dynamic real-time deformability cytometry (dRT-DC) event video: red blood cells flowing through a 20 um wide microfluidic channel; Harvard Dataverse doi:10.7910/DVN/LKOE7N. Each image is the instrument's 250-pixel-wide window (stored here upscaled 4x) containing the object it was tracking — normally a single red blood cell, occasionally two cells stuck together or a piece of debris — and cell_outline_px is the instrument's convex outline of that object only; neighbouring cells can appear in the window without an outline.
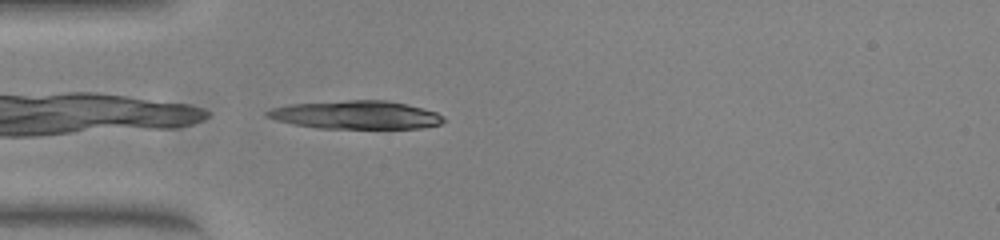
{"species": "common noctule bat (a hibernating species)", "species_latin": "Nyctalus noctula", "temperature_condition": "warm", "stored_images_in_passage": 39, "camera_frame_rate_fps": 3000, "um_per_image_px": 0.085, "animal": {"sex": "female", "body_mass_g": 23.0, "forearm_length_mm": 53.4}, "frame": {"image": 1, "passage_image": 1, "time_ms": 0.0, "image_size_px": [1000, 240], "cell_outline_px": [[448, 120], [440, 124], [420, 128], [316, 128], [276, 120], [264, 116], [264, 112], [272, 108], [288, 104], [348, 100], [388, 100], [436, 112], [444, 116]], "centroid_in_image_um": [30.25, 9.76], "position_along_channel_um": 54.7, "area_um2": 29.02}}